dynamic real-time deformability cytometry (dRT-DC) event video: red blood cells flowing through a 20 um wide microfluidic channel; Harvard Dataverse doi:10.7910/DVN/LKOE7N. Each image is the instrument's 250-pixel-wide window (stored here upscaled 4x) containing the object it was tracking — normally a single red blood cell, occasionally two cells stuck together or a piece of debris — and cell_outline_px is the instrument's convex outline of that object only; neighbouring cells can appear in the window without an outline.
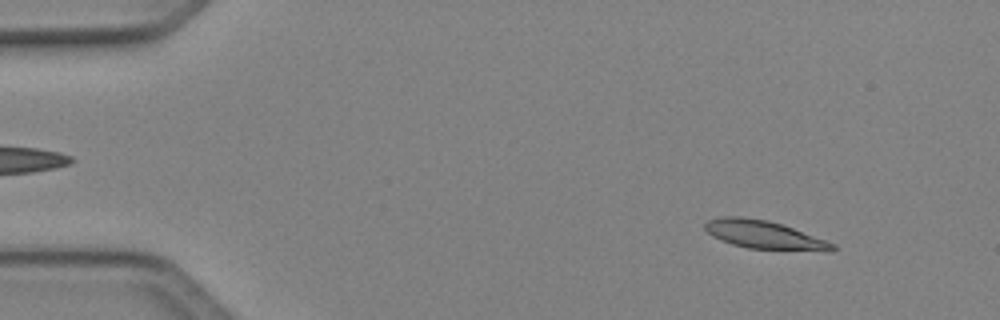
{"species": "Egyptian fruit bat (a non-hibernating species)", "species_latin": "Rousettus aegyptiacus", "temperature_condition": "cold", "stored_images_in_passage": 49, "camera_frame_rate_fps": 3000, "um_per_image_px": 0.085, "animal": {"sex": "female"}, "frame": {"image": 1, "passage_image": 5, "time_ms": 1.333, "image_size_px": [1000, 320], "cell_outline_px": [[836, 248], [748, 248], [732, 244], [720, 240], [712, 236], [704, 228], [704, 224], [708, 220], [720, 216], [740, 216], [768, 220], [792, 228], [836, 244]], "centroid_in_image_um": [64.72, 19.88], "position_along_channel_um": 20.3, "area_um2": 19.77}}
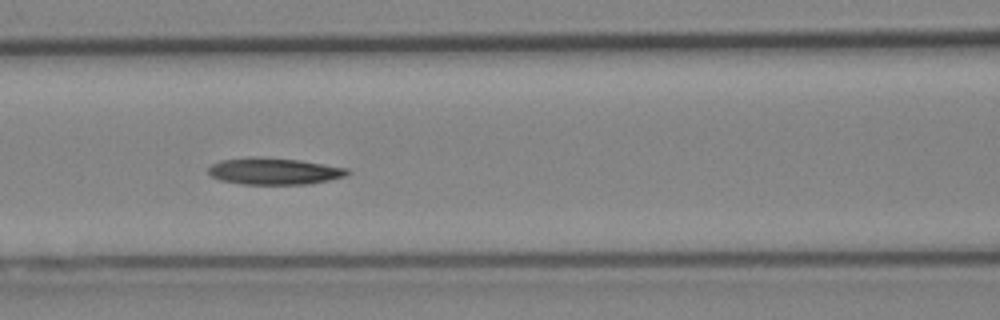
{"frame": {"image": 2, "passage_image": 21, "time_ms": 6.667, "image_size_px": [1000, 320], "cell_outline_px": [[352, 172], [344, 176], [328, 180], [308, 184], [240, 184], [220, 180], [212, 176], [208, 172], [208, 168], [212, 164], [220, 160], [300, 160], [348, 168]], "centroid_in_image_um": [23.36, 14.6], "position_along_channel_um": 143.2, "area_um2": 20.52}}
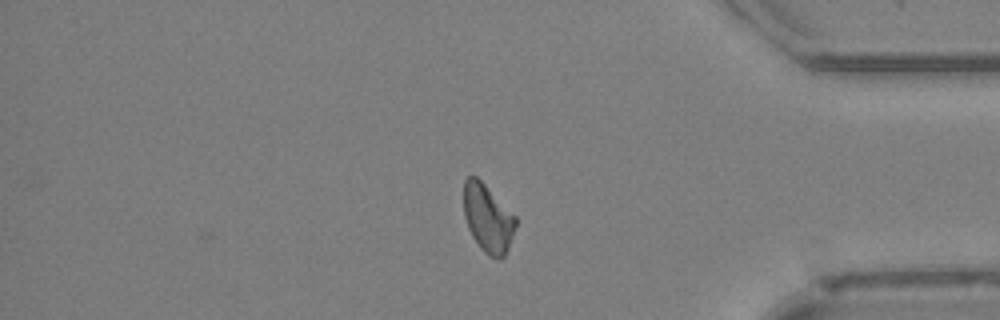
{"frame": {"image": 3, "passage_image": 41, "time_ms": 13.333, "image_size_px": [1000, 320], "cell_outline_px": [[516, 224], [508, 248], [504, 256], [500, 260], [488, 256], [480, 248], [472, 236], [468, 228], [464, 216], [464, 180], [468, 176], [476, 176], [516, 216]], "centroid_in_image_um": [41.45, 18.57], "position_along_channel_um": 393.7, "area_um2": 20.46}, "authors_computed_cell_mechanics": {"area_um2": 21.0392, "velocity_mm_per_s": 4.1058, "shape_relaxation_time_tau1_ms": 8.2501, "shape_relaxation_time_tau2_ms": null, "deformation_change_tau1": 0.1884, "deformation_change_tau2": null}}